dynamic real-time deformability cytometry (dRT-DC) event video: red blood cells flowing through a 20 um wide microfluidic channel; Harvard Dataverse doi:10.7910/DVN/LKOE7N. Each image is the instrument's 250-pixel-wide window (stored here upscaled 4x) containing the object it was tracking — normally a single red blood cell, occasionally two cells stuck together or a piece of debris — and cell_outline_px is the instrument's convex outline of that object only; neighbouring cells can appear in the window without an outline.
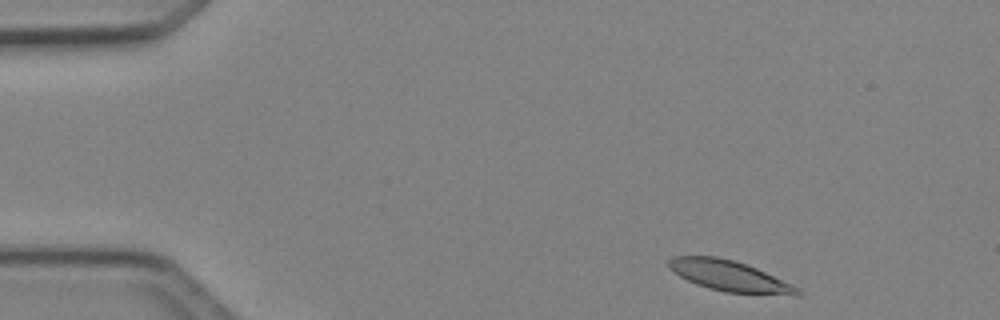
{"species": "Egyptian fruit bat (a non-hibernating species)", "species_latin": "Rousettus aegyptiacus", "temperature_condition": "cold", "stored_images_in_passage": 10, "camera_frame_rate_fps": 3000, "um_per_image_px": 0.085, "animal": {"sex": "female"}, "frame": {"image": 1, "passage_image": 2, "time_ms": 0.333, "image_size_px": [1000, 320], "cell_outline_px": [[800, 296], [792, 296], [724, 292], [708, 288], [696, 284], [680, 276], [668, 268], [668, 260], [676, 256], [716, 256], [732, 260], [756, 268], [792, 284], [800, 288]], "centroid_in_image_um": [62.04, 23.48], "position_along_channel_um": 23.0, "area_um2": 23.0}}